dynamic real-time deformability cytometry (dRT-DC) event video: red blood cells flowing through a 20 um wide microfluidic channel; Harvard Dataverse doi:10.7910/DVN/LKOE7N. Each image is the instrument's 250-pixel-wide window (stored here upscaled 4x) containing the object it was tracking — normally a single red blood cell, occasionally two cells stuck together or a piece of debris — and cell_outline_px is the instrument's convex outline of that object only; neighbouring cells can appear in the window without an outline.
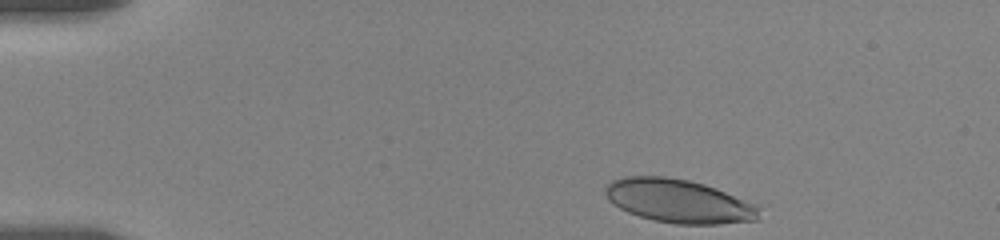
{"species": "human", "species_latin": "Homo sapiens", "temperature_condition": "room temperature", "stored_images_in_passage": 29, "camera_frame_rate_fps": 3000, "um_per_image_px": 0.085, "donor": {"sex": "female"}, "frame": {"image": 1, "passage_image": 1, "time_ms": 0.0, "image_size_px": [1000, 240], "cell_outline_px": [[760, 208], [756, 220], [720, 224], [676, 224], [652, 220], [628, 212], [620, 208], [608, 200], [604, 192], [604, 188], [612, 180], [624, 176], [664, 176], [688, 180], [704, 184], [716, 188], [756, 204]], "centroid_in_image_um": [57.66, 17.09], "position_along_channel_um": 27.3, "area_um2": 39.02}}
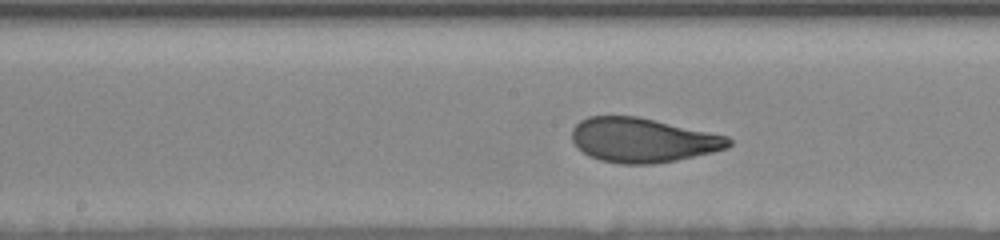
{"frame": {"image": 2, "passage_image": 16, "time_ms": 7.0, "image_size_px": [1000, 240], "cell_outline_px": [[732, 144], [728, 148], [712, 152], [676, 160], [652, 164], [620, 164], [600, 160], [588, 156], [572, 140], [572, 128], [580, 120], [588, 116], [636, 116], [728, 136], [732, 140]], "centroid_in_image_um": [54.62, 11.91], "position_along_channel_um": 193.6, "area_um2": 40.4}}
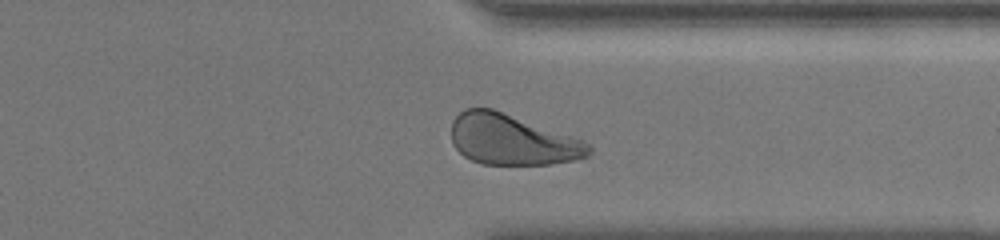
{"frame": {"image": 3, "passage_image": 27, "time_ms": 12.0, "image_size_px": [1000, 240], "cell_outline_px": [[592, 152], [588, 156], [572, 160], [548, 164], [480, 164], [464, 156], [452, 144], [452, 120], [464, 108], [492, 108], [584, 140], [592, 144]], "centroid_in_image_um": [43.53, 11.87], "position_along_channel_um": 367.9, "area_um2": 40.52}, "authors_computed_cell_mechanics": {"area_um2": 40.5178, "velocity_mm_per_s": 3.4922, "shape_relaxation_time_tau1_ms": 3.2436, "shape_relaxation_time_tau2_ms": 0.8701, "deformation_change_tau1": 0.1562, "deformation_change_tau2": 0.0768}}